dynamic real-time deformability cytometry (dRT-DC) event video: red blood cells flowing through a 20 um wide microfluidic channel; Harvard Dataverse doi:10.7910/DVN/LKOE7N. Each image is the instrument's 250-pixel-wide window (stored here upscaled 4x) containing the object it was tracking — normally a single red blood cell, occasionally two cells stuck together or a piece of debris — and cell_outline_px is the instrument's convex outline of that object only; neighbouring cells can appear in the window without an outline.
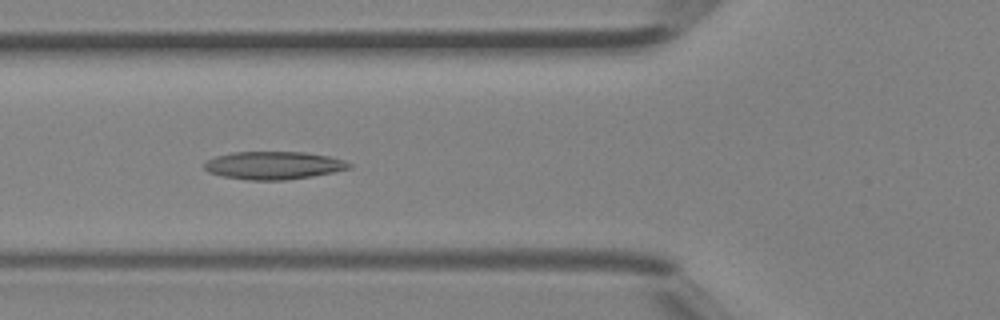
{"species": "Egyptian fruit bat (a non-hibernating species)", "species_latin": "Rousettus aegyptiacus", "temperature_condition": "room temperature", "stored_images_in_passage": 39, "camera_frame_rate_fps": 3000, "um_per_image_px": 0.085, "animal": {"sex": "female"}, "frame": {"image": 1, "passage_image": 13, "time_ms": 4.0, "image_size_px": [1000, 320], "cell_outline_px": [[352, 168], [312, 176], [284, 180], [248, 180], [224, 176], [208, 172], [204, 168], [204, 164], [208, 160], [216, 156], [232, 152], [304, 152], [328, 156], [344, 160], [352, 164]], "centroid_in_image_um": [23.26, 14.05], "position_along_channel_um": 102.5, "area_um2": 23.41}}
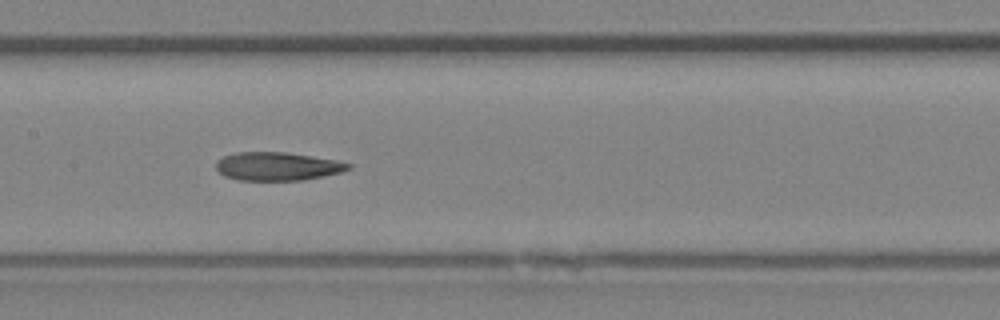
{"frame": {"image": 2, "passage_image": 18, "time_ms": 5.667, "image_size_px": [1000, 320], "cell_outline_px": [[352, 168], [340, 172], [304, 180], [236, 180], [224, 176], [216, 168], [216, 160], [224, 156], [236, 152], [284, 152], [312, 156], [336, 160], [352, 164]], "centroid_in_image_um": [23.56, 14.14], "position_along_channel_um": 183.8, "area_um2": 21.85}}
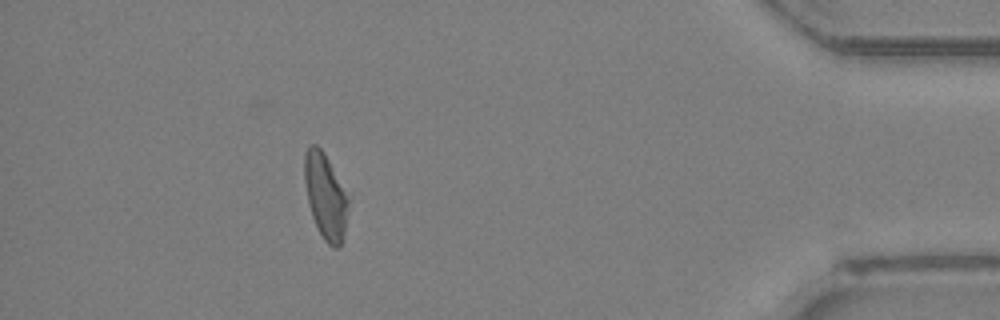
{"frame": {"image": 3, "passage_image": 35, "time_ms": 11.333, "image_size_px": [1000, 320], "cell_outline_px": [[348, 204], [344, 232], [340, 248], [332, 248], [324, 240], [312, 216], [308, 204], [304, 180], [304, 152], [312, 144], [316, 144], [324, 152], [348, 200]], "centroid_in_image_um": [27.62, 16.69], "position_along_channel_um": 407.6, "area_um2": 21.27}}